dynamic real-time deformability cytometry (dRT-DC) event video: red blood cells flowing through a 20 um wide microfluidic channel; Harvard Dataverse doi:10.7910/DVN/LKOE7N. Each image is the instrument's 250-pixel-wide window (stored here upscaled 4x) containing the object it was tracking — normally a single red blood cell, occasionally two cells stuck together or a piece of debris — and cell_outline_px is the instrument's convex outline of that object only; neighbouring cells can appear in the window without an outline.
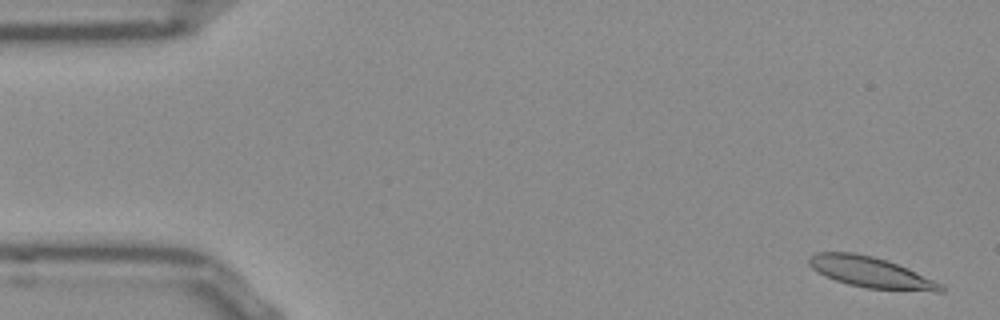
{"species": "Egyptian fruit bat (a non-hibernating species)", "species_latin": "Rousettus aegyptiacus", "temperature_condition": "room temperature", "stored_images_in_passage": 54, "segment_of_instrument_passage": [1, 2], "camera_frame_rate_fps": 3000, "um_per_image_px": 0.085, "frame": {"image": 1, "passage_image": 2, "time_ms": 0.333, "image_size_px": [1000, 320], "cell_outline_px": [[944, 292], [936, 292], [868, 288], [848, 284], [824, 276], [812, 268], [808, 264], [808, 260], [816, 252], [852, 252], [872, 256], [908, 268], [944, 284]], "centroid_in_image_um": [74.05, 23.16], "position_along_channel_um": 10.9, "area_um2": 23.52}}
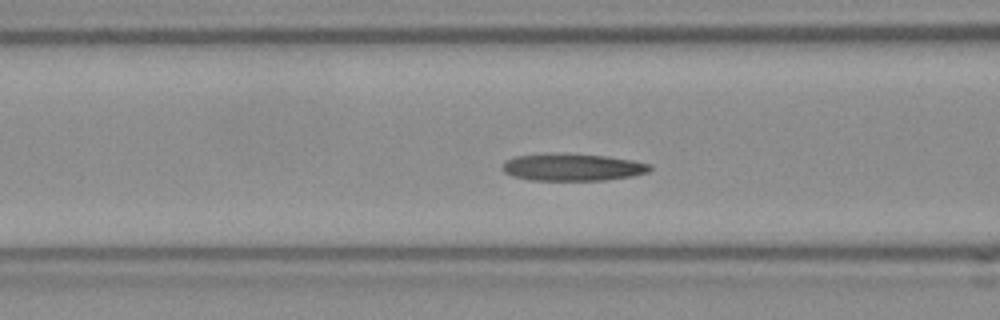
{"frame": {"image": 2, "passage_image": 20, "time_ms": 6.333, "image_size_px": [1000, 320], "cell_outline_px": [[652, 168], [648, 172], [632, 176], [604, 180], [532, 180], [512, 176], [504, 172], [504, 164], [508, 160], [516, 156], [544, 152], [556, 152], [608, 156], [632, 160], [652, 164]], "centroid_in_image_um": [48.68, 14.19], "position_along_channel_um": 117.9, "area_um2": 23.64}}
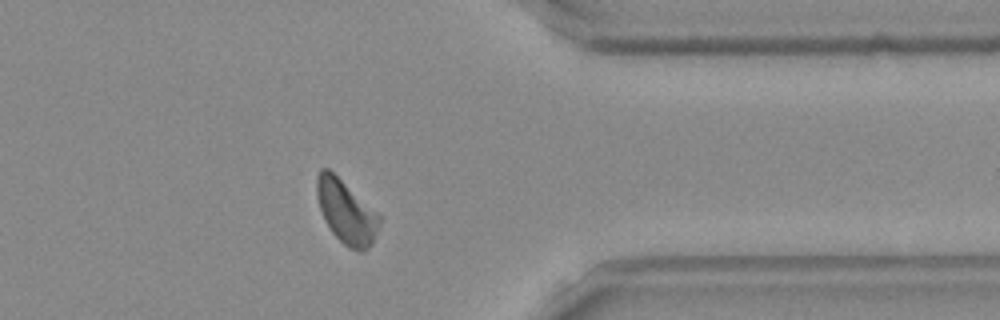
{"frame": {"image": 3, "passage_image": 42, "time_ms": 13.667, "image_size_px": [1000, 320], "cell_outline_px": [[380, 220], [372, 244], [364, 252], [360, 252], [348, 248], [332, 232], [324, 220], [320, 208], [316, 192], [316, 176], [320, 168], [328, 168], [376, 212], [380, 216]], "centroid_in_image_um": [29.4, 18.02], "position_along_channel_um": 382.0, "area_um2": 22.72}}